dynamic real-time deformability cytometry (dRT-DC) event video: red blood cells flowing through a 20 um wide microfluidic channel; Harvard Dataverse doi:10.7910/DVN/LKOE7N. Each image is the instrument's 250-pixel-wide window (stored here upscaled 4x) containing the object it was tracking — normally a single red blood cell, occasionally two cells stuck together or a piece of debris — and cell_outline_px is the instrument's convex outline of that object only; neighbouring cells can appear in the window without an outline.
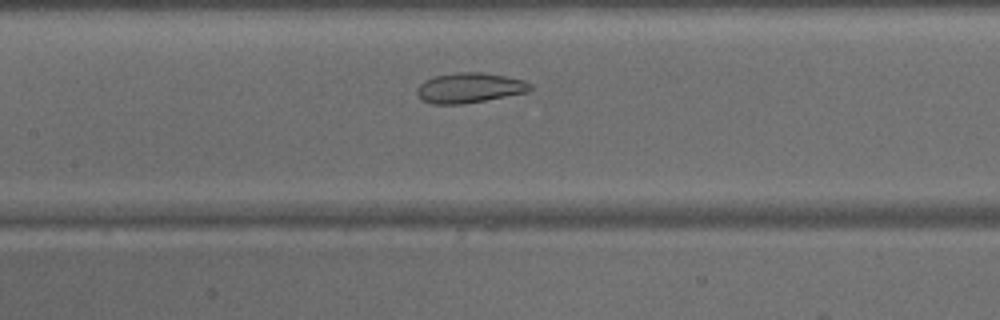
{"species": "common noctule bat (a hibernating species)", "species_latin": "Nyctalus noctula", "temperature_condition": "warm", "stored_images_in_passage": 30, "camera_frame_rate_fps": 3000, "um_per_image_px": 0.085, "animal": {"sex": "male", "body_mass_g": 15.6}, "frame": {"image": 1, "passage_image": 13, "time_ms": 4.0, "image_size_px": [1000, 320], "cell_outline_px": [[532, 88], [528, 92], [464, 104], [432, 104], [420, 100], [416, 92], [416, 88], [424, 80], [436, 76], [456, 72], [484, 72], [524, 80], [532, 84]], "centroid_in_image_um": [39.88, 7.47], "position_along_channel_um": 167.5, "area_um2": 20.0}}
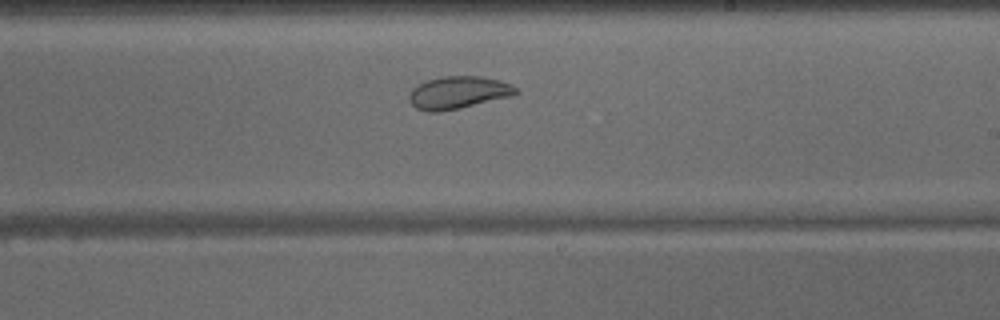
{"frame": {"image": 2, "passage_image": 19, "time_ms": 6.0, "image_size_px": [1000, 320], "cell_outline_px": [[520, 92], [512, 96], [456, 108], [436, 112], [428, 112], [416, 108], [412, 104], [408, 96], [412, 88], [428, 80], [440, 76], [480, 76], [500, 80], [512, 84]], "centroid_in_image_um": [38.96, 7.85], "position_along_channel_um": 250.0, "area_um2": 20.0}}
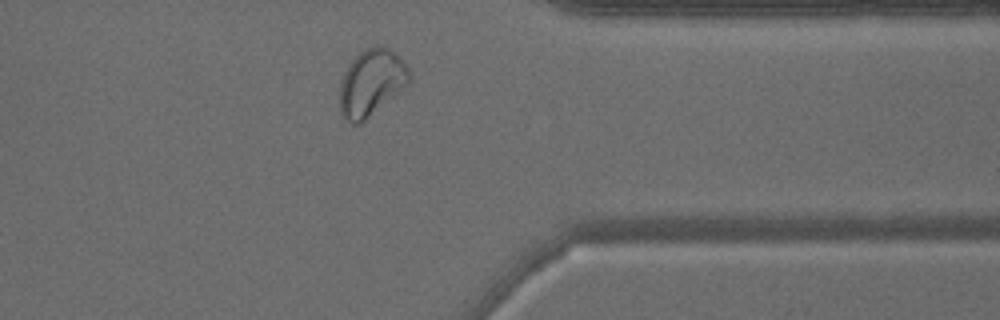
{"frame": {"image": 3, "passage_image": 29, "time_ms": 9.333, "image_size_px": [1000, 320], "cell_outline_px": [[408, 84], [364, 120], [356, 124], [352, 124], [340, 116], [340, 84], [344, 72], [352, 60], [364, 48], [376, 44], [384, 44], [408, 68]], "centroid_in_image_um": [31.51, 7.01], "position_along_channel_um": 379.9, "area_um2": 26.47}}